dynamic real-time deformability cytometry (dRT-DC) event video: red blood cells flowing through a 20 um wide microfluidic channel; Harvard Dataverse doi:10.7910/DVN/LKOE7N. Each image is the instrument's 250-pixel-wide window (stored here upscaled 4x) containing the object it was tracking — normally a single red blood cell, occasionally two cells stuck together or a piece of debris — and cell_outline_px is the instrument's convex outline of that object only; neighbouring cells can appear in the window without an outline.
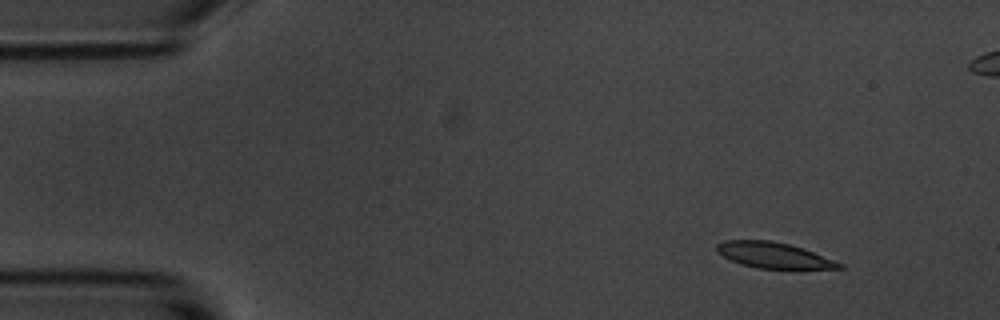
{"species": "common noctule bat (a hibernating species)", "species_latin": "Nyctalus noctula", "temperature_condition": "room temperature", "stored_images_in_passage": 8, "camera_frame_rate_fps": 3000, "um_per_image_px": 0.085, "animal": {"sex": "male", "body_mass_g": 20.1, "forearm_length_mm": 53.5}, "frame": {"image": 1, "passage_image": 1, "time_ms": 0.0, "image_size_px": [1000, 320], "cell_outline_px": [[844, 268], [756, 268], [740, 264], [716, 252], [716, 244], [724, 240], [772, 240], [804, 248], [844, 264]], "centroid_in_image_um": [65.73, 21.68], "position_along_channel_um": 19.3, "area_um2": 18.26}}
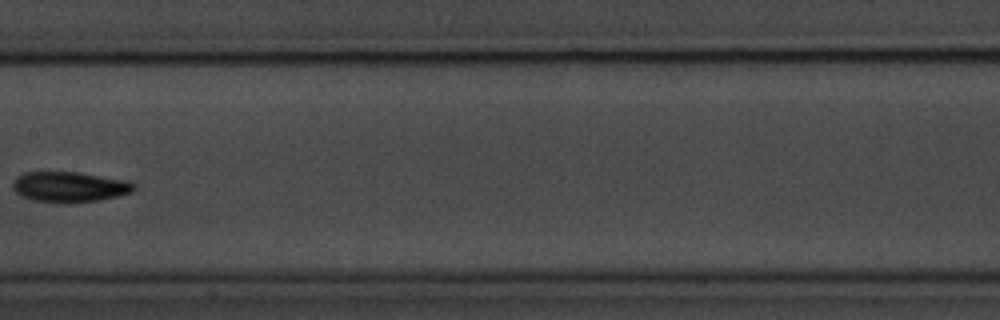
{"frame": {"image": 2, "passage_image": 7, "time_ms": 2.0, "image_size_px": [1000, 320], "cell_outline_px": [[136, 188], [132, 192], [100, 200], [68, 204], [60, 204], [32, 200], [20, 196], [12, 188], [12, 180], [16, 176], [24, 172], [80, 172], [124, 180], [136, 184]], "centroid_in_image_um": [5.86, 15.9], "position_along_channel_um": 201.5, "area_um2": 21.91}}
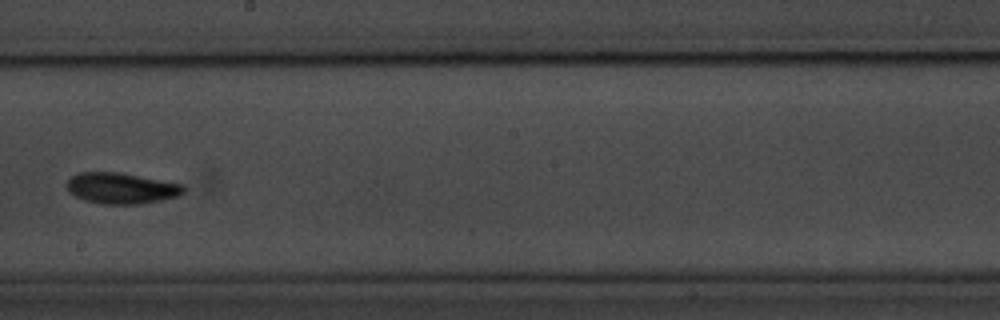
{"frame": {"image": 3, "passage_image": 8, "time_ms": 2.333, "image_size_px": [1000, 320], "cell_outline_px": [[184, 192], [180, 196], [144, 204], [100, 204], [84, 200], [68, 192], [68, 180], [72, 176], [80, 172], [116, 172], [184, 184]], "centroid_in_image_um": [10.34, 16.01], "position_along_channel_um": 237.9, "area_um2": 21.1}}